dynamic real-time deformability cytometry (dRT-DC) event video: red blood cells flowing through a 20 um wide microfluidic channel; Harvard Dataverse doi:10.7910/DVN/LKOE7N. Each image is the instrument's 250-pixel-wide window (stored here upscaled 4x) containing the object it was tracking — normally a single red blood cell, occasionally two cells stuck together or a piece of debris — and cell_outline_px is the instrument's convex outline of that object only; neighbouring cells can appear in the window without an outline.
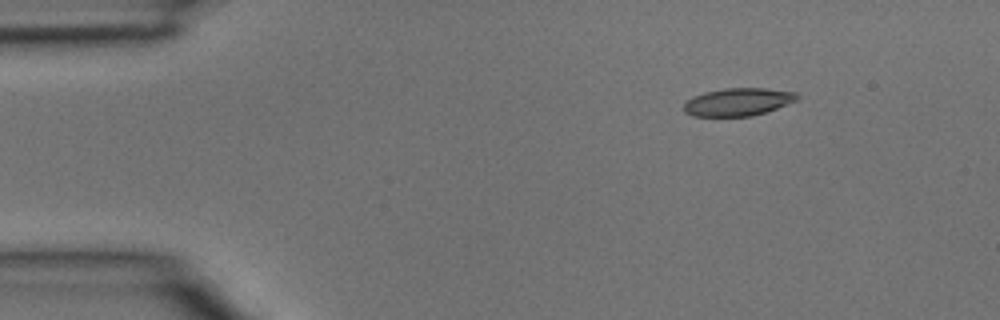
{"species": "common noctule bat (a hibernating species)", "species_latin": "Nyctalus noctula", "temperature_condition": "room temperature", "stored_images_in_passage": 2, "camera_frame_rate_fps": 3000, "um_per_image_px": 0.085, "animal": {"sex": "male", "body_mass_g": 15.6}, "frame": {"image": 1, "passage_image": 1, "time_ms": 0.0, "image_size_px": [1000, 320], "cell_outline_px": [[800, 100], [752, 116], [692, 116], [684, 112], [684, 104], [692, 96], [704, 92], [724, 88], [764, 88], [796, 92], [800, 96]], "centroid_in_image_um": [62.75, 8.66], "position_along_channel_um": 22.3, "area_um2": 18.44}}